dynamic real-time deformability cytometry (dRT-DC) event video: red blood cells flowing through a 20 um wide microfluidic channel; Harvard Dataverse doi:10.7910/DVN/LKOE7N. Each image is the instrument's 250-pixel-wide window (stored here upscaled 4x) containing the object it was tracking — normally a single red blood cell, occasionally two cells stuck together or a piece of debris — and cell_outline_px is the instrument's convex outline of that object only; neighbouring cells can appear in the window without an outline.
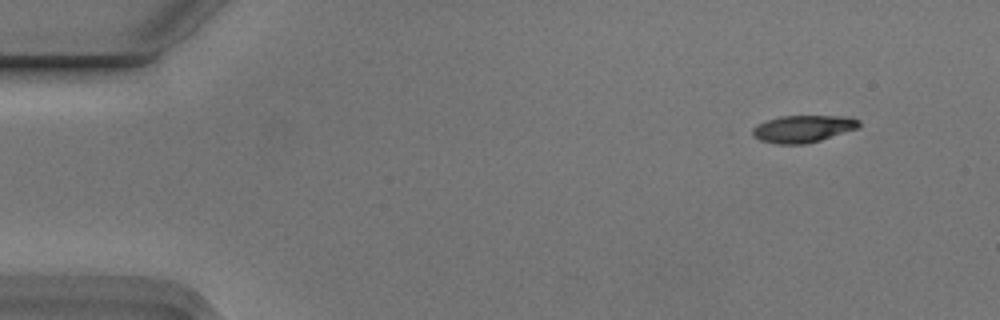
{"species": "Egyptian fruit bat (a non-hibernating species)", "species_latin": "Rousettus aegyptiacus", "temperature_condition": "cold", "stored_images_in_passage": 5, "camera_frame_rate_fps": 3000, "um_per_image_px": 0.085, "animal": {"sex": "male"}, "frame": {"image": 1, "passage_image": 2, "time_ms": 0.333, "image_size_px": [1000, 320], "cell_outline_px": [[860, 124], [856, 128], [820, 140], [804, 144], [776, 144], [760, 140], [752, 136], [752, 128], [756, 124], [780, 116], [852, 116], [860, 120]], "centroid_in_image_um": [68.22, 10.94], "position_along_channel_um": 16.8, "area_um2": 16.82}}
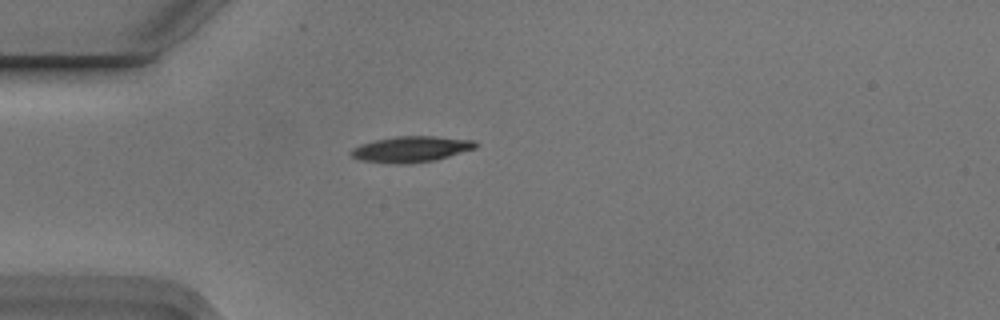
{"frame": {"image": 2, "passage_image": 5, "time_ms": 1.333, "image_size_px": [1000, 320], "cell_outline_px": [[476, 148], [436, 160], [404, 164], [400, 164], [360, 160], [352, 156], [348, 152], [352, 148], [360, 144], [376, 140], [396, 136], [432, 136], [476, 140]], "centroid_in_image_um": [34.93, 12.67], "position_along_channel_um": 50.1, "area_um2": 18.73}}